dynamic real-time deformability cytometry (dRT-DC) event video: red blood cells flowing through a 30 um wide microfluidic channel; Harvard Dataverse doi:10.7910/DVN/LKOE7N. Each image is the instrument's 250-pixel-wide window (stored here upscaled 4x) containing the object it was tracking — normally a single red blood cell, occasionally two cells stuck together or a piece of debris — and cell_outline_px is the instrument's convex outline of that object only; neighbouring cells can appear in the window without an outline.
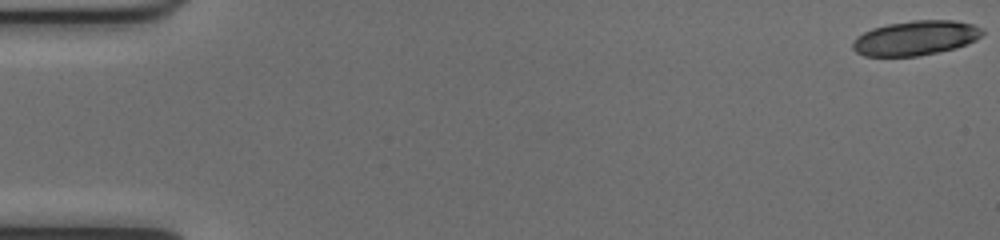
{"species": "common noctule bat (a hibernating species)", "species_latin": "Nyctalus noctula", "temperature_condition": "cold", "stored_images_in_passage": 19, "camera_frame_rate_fps": 3000, "um_per_image_px": 0.085, "animal": {"sex": "female", "body_mass_g": 17.0, "forearm_length_mm": 48.0}, "frame": {"image": 1, "passage_image": 1, "time_ms": 0.0, "image_size_px": [1000, 240], "cell_outline_px": [[984, 32], [976, 40], [968, 44], [956, 48], [916, 56], [864, 56], [856, 52], [852, 48], [852, 44], [856, 36], [872, 28], [888, 24], [912, 20], [952, 20], [972, 24], [980, 28]], "centroid_in_image_um": [77.8, 3.23], "position_along_channel_um": 7.2, "area_um2": 26.13}}
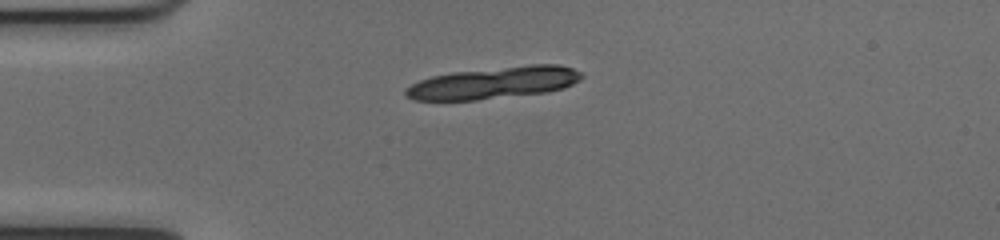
{"frame": {"image": 2, "passage_image": 14, "time_ms": 4.333, "image_size_px": [1000, 240], "cell_outline_px": [[584, 76], [580, 80], [564, 88], [548, 92], [476, 100], [412, 100], [404, 96], [404, 88], [420, 80], [432, 76], [452, 72], [532, 64], [560, 64], [572, 68], [580, 72]], "centroid_in_image_um": [41.97, 7.04], "position_along_channel_um": 43.0, "area_um2": 32.89}}